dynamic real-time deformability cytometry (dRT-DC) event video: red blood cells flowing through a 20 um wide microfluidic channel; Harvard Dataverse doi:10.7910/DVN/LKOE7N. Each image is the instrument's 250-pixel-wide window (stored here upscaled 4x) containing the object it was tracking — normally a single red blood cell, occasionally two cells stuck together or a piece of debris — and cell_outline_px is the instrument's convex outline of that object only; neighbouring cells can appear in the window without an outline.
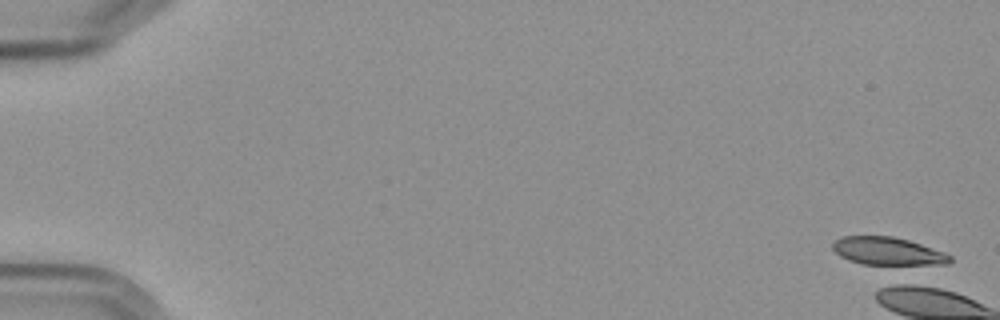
{"species": "Egyptian fruit bat (a non-hibernating species)", "species_latin": "Rousettus aegyptiacus", "temperature_condition": "cold", "stored_images_in_passage": 1, "camera_frame_rate_fps": 3000, "um_per_image_px": 0.085, "frame": {"image": 1, "passage_image": 1, "time_ms": 0.0, "image_size_px": [1000, 320], "cell_outline_px": [[952, 260], [948, 264], [908, 268], [896, 268], [864, 264], [848, 260], [840, 256], [832, 248], [832, 240], [844, 236], [892, 236], [908, 240], [944, 252], [952, 256]], "centroid_in_image_um": [75.53, 21.42], "position_along_channel_um": 9.5, "area_um2": 20.29}}